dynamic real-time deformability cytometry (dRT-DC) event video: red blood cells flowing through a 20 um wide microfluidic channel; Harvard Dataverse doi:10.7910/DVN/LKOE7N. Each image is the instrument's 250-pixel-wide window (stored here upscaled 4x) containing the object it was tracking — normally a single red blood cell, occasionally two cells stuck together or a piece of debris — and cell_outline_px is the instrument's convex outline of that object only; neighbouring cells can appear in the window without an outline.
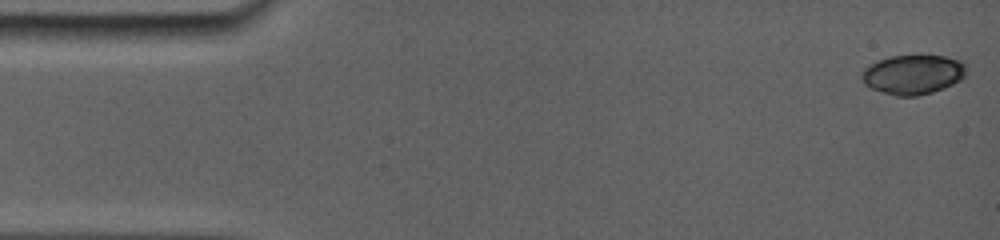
{"species": "common noctule bat (a hibernating species)", "species_latin": "Nyctalus noctula", "temperature_condition": "room temperature", "stored_images_in_passage": 10, "camera_frame_rate_fps": 5000, "um_per_image_px": 0.085, "animal": {"sex": "female", "body_mass_g": 19.0, "forearm_length_mm": 56.7}, "frame": {"image": 1, "passage_image": 1, "time_ms": 0.0, "image_size_px": [1000, 240], "cell_outline_px": [[968, 72], [960, 80], [944, 88], [932, 92], [916, 96], [896, 96], [880, 92], [864, 84], [860, 80], [860, 76], [864, 68], [868, 64], [888, 56], [944, 56], [960, 60], [964, 64]], "centroid_in_image_um": [77.57, 6.33], "position_along_channel_um": 7.4, "area_um2": 24.28}}
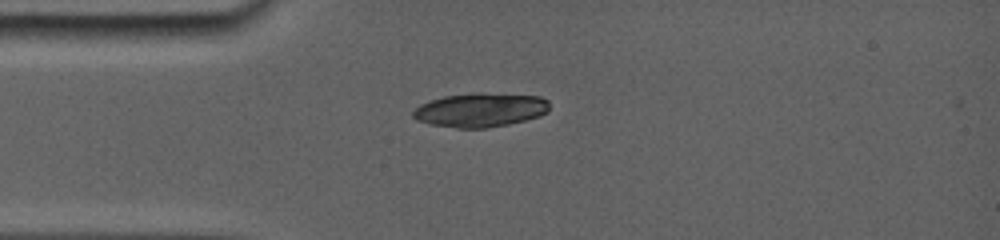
{"frame": {"image": 2, "passage_image": 9, "time_ms": 3.8, "image_size_px": [1000, 240], "cell_outline_px": [[548, 108], [544, 112], [536, 116], [524, 120], [484, 128], [460, 128], [432, 124], [420, 120], [412, 116], [412, 112], [420, 104], [444, 96], [476, 92], [484, 92], [540, 96], [548, 100]], "centroid_in_image_um": [40.81, 9.32], "position_along_channel_um": 44.2, "area_um2": 26.59}}